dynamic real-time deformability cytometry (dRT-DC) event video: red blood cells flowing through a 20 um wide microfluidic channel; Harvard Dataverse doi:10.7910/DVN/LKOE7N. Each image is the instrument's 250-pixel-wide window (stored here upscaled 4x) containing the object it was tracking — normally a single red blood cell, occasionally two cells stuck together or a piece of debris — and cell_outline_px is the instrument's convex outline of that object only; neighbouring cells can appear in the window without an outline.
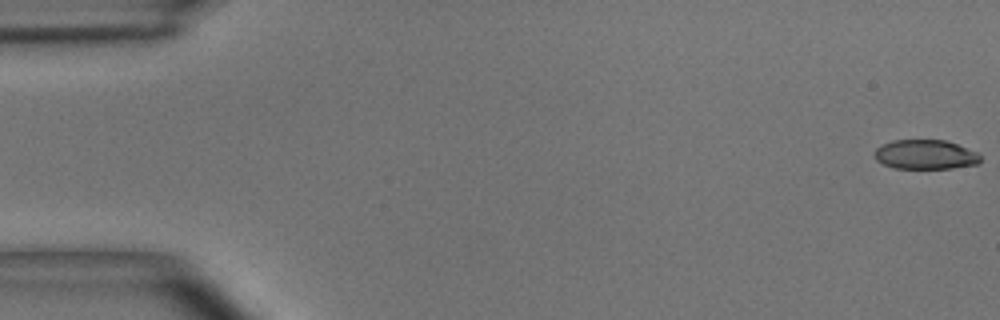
{"species": "common noctule bat (a hibernating species)", "species_latin": "Nyctalus noctula", "temperature_condition": "room temperature", "stored_images_in_passage": 55, "camera_frame_rate_fps": 3000, "um_per_image_px": 0.085, "animal": {"sex": "male", "body_mass_g": 15.6}, "frame": {"image": 1, "passage_image": 1, "time_ms": 0.0, "image_size_px": [1000, 320], "cell_outline_px": [[980, 160], [976, 164], [952, 168], [896, 168], [884, 164], [876, 160], [876, 148], [892, 140], [944, 140], [956, 144], [976, 152], [980, 156]], "centroid_in_image_um": [78.65, 13.13], "position_along_channel_um": 6.3, "area_um2": 17.8}}
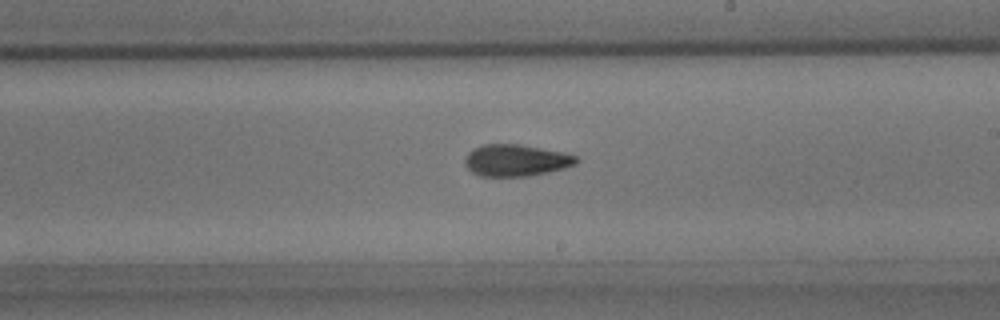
{"frame": {"image": 2, "passage_image": 32, "time_ms": 10.333, "image_size_px": [1000, 320], "cell_outline_px": [[580, 160], [576, 164], [564, 168], [548, 172], [528, 176], [480, 176], [472, 172], [464, 164], [464, 160], [468, 152], [484, 144], [520, 144], [564, 152], [576, 156]], "centroid_in_image_um": [43.87, 13.63], "position_along_channel_um": 245.1, "area_um2": 20.63}}
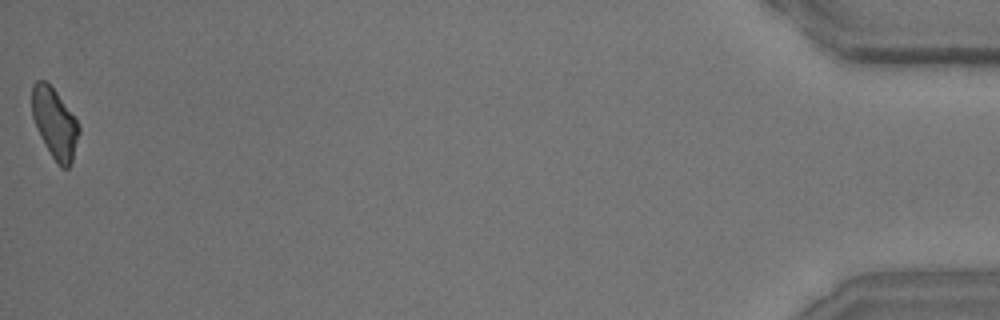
{"frame": {"image": 3, "passage_image": 55, "time_ms": 18.0, "image_size_px": [1000, 320], "cell_outline_px": [[80, 132], [72, 160], [68, 168], [60, 168], [44, 144], [40, 136], [32, 116], [32, 84], [36, 80], [44, 80], [56, 92], [76, 120], [80, 128]], "centroid_in_image_um": [4.64, 10.49], "position_along_channel_um": 430.6, "area_um2": 18.9}, "authors_computed_cell_mechanics": {"area_um2": 19.9988, "velocity_mm_per_s": 3.6604, "shape_relaxation_time_tau1_ms": 4.7879, "shape_relaxation_time_tau2_ms": 2.7147, "deformation_change_tau1": 0.171, "deformation_change_tau2": 0.0987}}